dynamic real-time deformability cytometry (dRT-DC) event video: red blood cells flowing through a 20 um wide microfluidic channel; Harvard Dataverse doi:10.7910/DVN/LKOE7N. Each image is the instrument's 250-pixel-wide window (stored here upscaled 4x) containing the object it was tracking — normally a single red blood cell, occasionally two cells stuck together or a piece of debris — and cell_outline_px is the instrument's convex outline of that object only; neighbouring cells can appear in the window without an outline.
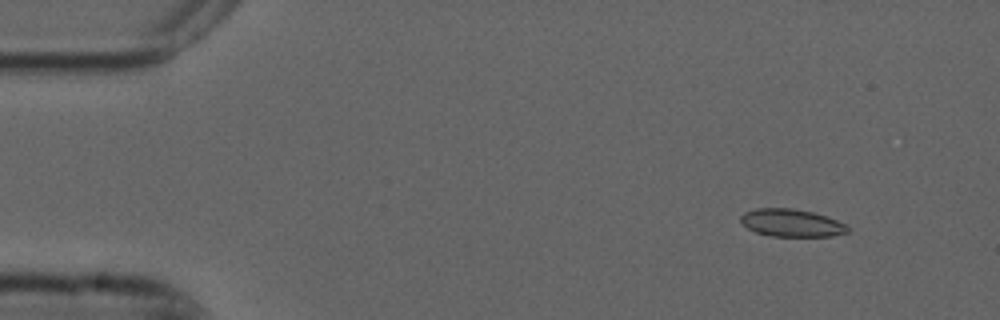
{"species": "common noctule bat (a hibernating species)", "species_latin": "Nyctalus noctula", "temperature_condition": "cold", "stored_images_in_passage": 4, "camera_frame_rate_fps": 3000, "um_per_image_px": 0.085, "animal": {"sex": "male", "forearm_length_mm": 52.5}, "frame": {"image": 1, "passage_image": 1, "time_ms": 0.0, "image_size_px": [1000, 320], "cell_outline_px": [[848, 232], [832, 236], [772, 236], [756, 232], [748, 228], [740, 220], [740, 216], [744, 212], [756, 208], [792, 208], [812, 212], [848, 224]], "centroid_in_image_um": [67.28, 18.94], "position_along_channel_um": 17.7, "area_um2": 17.11}}
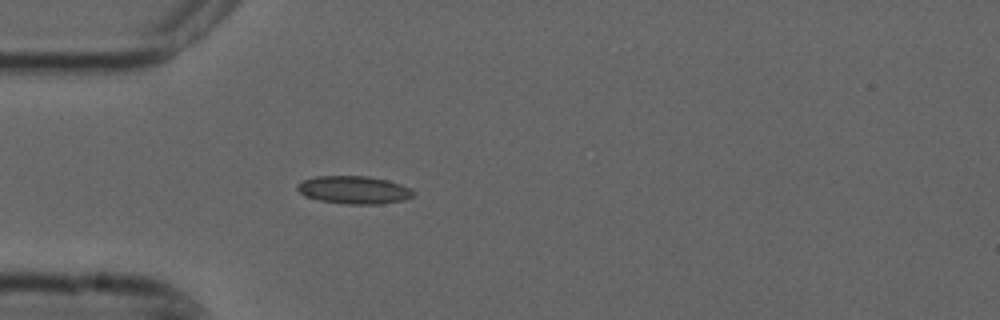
{"frame": {"image": 2, "passage_image": 4, "time_ms": 1.0, "image_size_px": [1000, 320], "cell_outline_px": [[416, 192], [412, 196], [404, 200], [380, 204], [348, 204], [320, 200], [304, 196], [296, 188], [296, 184], [300, 180], [316, 176], [368, 176], [388, 180], [412, 188]], "centroid_in_image_um": [30.08, 16.13], "position_along_channel_um": 54.9, "area_um2": 19.02}}